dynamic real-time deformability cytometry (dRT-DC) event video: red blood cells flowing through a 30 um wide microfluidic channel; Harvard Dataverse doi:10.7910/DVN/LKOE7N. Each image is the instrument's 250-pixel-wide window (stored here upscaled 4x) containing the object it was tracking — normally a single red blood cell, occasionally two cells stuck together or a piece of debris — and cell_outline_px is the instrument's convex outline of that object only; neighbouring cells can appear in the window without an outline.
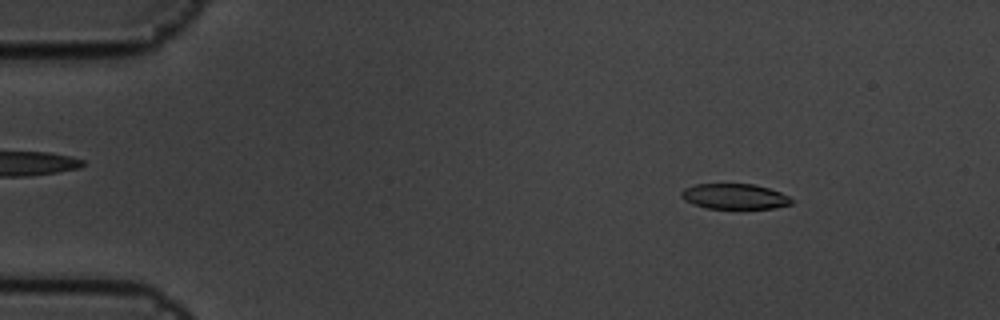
{"species": "common noctule bat (a hibernating species)", "species_latin": "Nyctalus noctula", "temperature_condition": "cold", "stored_images_in_passage": 6, "camera_frame_rate_fps": 3000, "um_per_image_px": 0.085, "animal": {"sex": "male", "body_mass_g": 19.5, "forearm_length_mm": 54.6}, "frame": {"image": 1, "passage_image": 2, "time_ms": 0.333, "image_size_px": [1000, 320], "cell_outline_px": [[792, 204], [772, 208], [708, 208], [692, 204], [684, 200], [680, 196], [680, 192], [684, 188], [696, 184], [752, 184], [768, 188], [780, 192], [788, 196], [792, 200]], "centroid_in_image_um": [62.4, 16.69], "position_along_channel_um": 22.6, "area_um2": 16.18}}
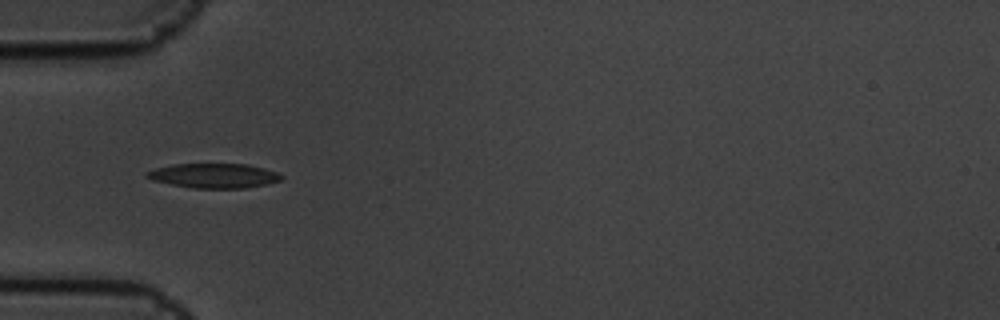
{"frame": {"image": 2, "passage_image": 5, "time_ms": 1.333, "image_size_px": [1000, 320], "cell_outline_px": [[284, 176], [280, 180], [268, 184], [244, 188], [192, 188], [152, 180], [144, 176], [148, 172], [156, 168], [172, 164], [248, 164], [264, 168], [276, 172]], "centroid_in_image_um": [18.2, 14.93], "position_along_channel_um": 66.8, "area_um2": 19.19}}
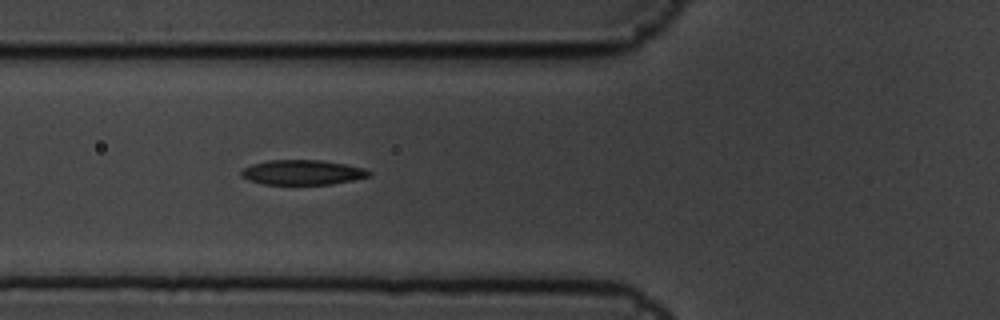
{"frame": {"image": 3, "passage_image": 6, "time_ms": 1.667, "image_size_px": [1000, 320], "cell_outline_px": [[372, 172], [368, 176], [352, 180], [332, 184], [264, 184], [248, 180], [240, 176], [240, 172], [244, 168], [252, 164], [268, 160], [320, 160], [344, 164], [364, 168]], "centroid_in_image_um": [25.67, 14.65], "position_along_channel_um": 100.1, "area_um2": 18.38}}